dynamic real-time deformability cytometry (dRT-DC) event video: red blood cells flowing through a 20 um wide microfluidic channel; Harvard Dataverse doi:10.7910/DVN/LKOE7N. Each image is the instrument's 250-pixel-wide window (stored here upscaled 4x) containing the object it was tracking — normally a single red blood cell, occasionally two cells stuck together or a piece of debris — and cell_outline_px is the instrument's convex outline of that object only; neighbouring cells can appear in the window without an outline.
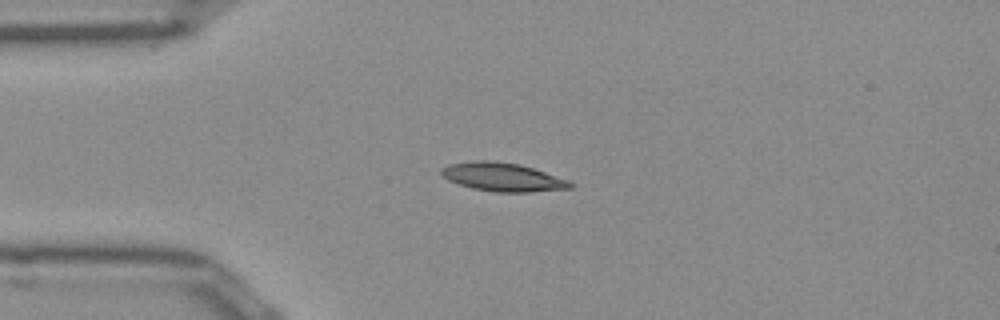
{"species": "Egyptian fruit bat (a non-hibernating species)", "species_latin": "Rousettus aegyptiacus", "temperature_condition": "room temperature", "stored_images_in_passage": 40, "camera_frame_rate_fps": 3000, "um_per_image_px": 0.085, "frame": {"image": 1, "passage_image": 1, "time_ms": 0.0, "image_size_px": [1000, 320], "cell_outline_px": [[572, 188], [528, 192], [496, 192], [472, 188], [448, 180], [440, 172], [440, 168], [448, 164], [476, 160], [492, 160], [520, 164], [568, 180], [572, 184]], "centroid_in_image_um": [42.69, 15.04], "position_along_channel_um": 42.3, "area_um2": 21.27}}
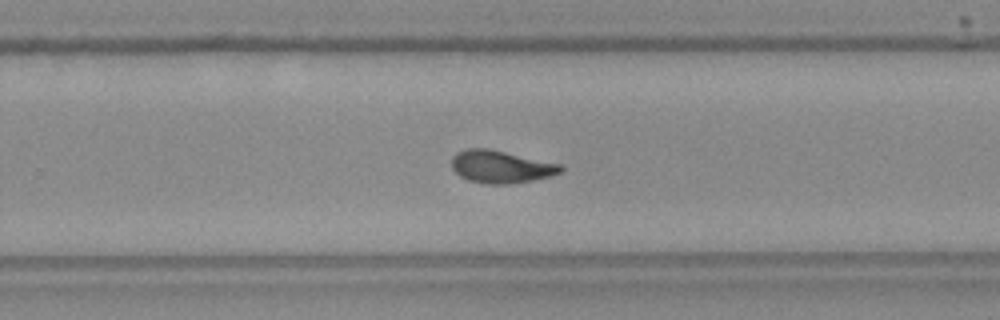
{"frame": {"image": 2, "passage_image": 21, "time_ms": 6.667, "image_size_px": [1000, 320], "cell_outline_px": [[564, 168], [560, 172], [548, 176], [532, 180], [508, 184], [488, 184], [468, 180], [460, 176], [452, 168], [452, 156], [456, 152], [464, 148], [488, 148], [560, 164]], "centroid_in_image_um": [42.52, 14.16], "position_along_channel_um": 287.3, "area_um2": 20.52}}
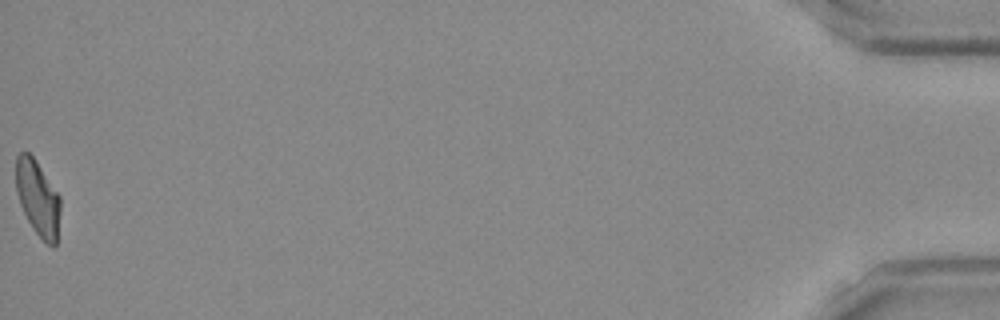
{"frame": {"image": 3, "passage_image": 40, "time_ms": 13.0, "image_size_px": [1000, 320], "cell_outline_px": [[60, 212], [56, 248], [52, 248], [36, 232], [28, 220], [20, 204], [16, 192], [16, 156], [20, 152], [28, 152], [36, 160], [60, 196]], "centroid_in_image_um": [3.22, 16.83], "position_along_channel_um": 432.0, "area_um2": 19.48}, "authors_computed_cell_mechanics": {"area_um2": 20.2589, "velocity_mm_per_s": 3.9554, "shape_relaxation_time_tau1_ms": 7.6156, "shape_relaxation_time_tau2_ms": 1.956, "deformation_change_tau1": 0.1954, "deformation_change_tau2": 0.0732}}